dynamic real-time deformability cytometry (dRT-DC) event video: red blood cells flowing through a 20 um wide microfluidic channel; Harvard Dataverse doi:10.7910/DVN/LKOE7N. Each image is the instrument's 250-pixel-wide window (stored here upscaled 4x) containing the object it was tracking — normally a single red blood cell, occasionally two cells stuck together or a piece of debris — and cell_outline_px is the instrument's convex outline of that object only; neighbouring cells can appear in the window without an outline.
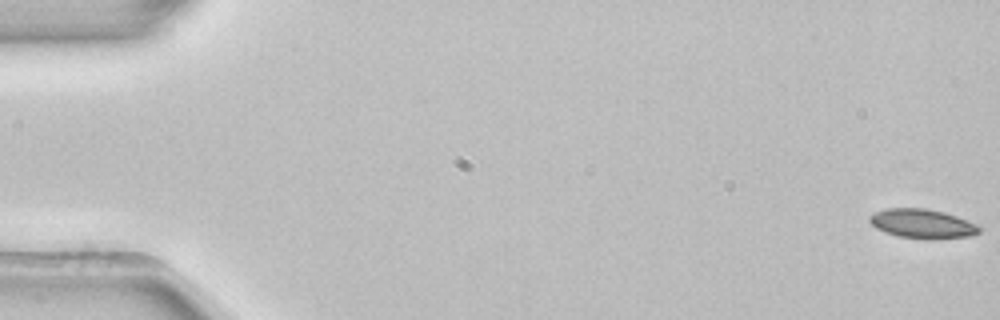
{"species": "common noctule bat (a hibernating species)", "species_latin": "Nyctalus noctula", "temperature_condition": "room temperature", "stored_images_in_passage": 36, "camera_frame_rate_fps": 3000, "um_per_image_px": 0.085, "animal": {"sex": "female", "body_mass_g": 22.7, "forearm_length_mm": 54.2}, "frame": {"image": 1, "passage_image": 1, "time_ms": 0.0, "image_size_px": [1000, 320], "cell_outline_px": [[980, 232], [972, 236], [900, 236], [884, 232], [876, 228], [868, 220], [868, 216], [884, 208], [924, 208], [944, 212], [956, 216], [976, 224], [980, 228]], "centroid_in_image_um": [78.33, 18.95], "position_along_channel_um": 6.7, "area_um2": 17.74}}
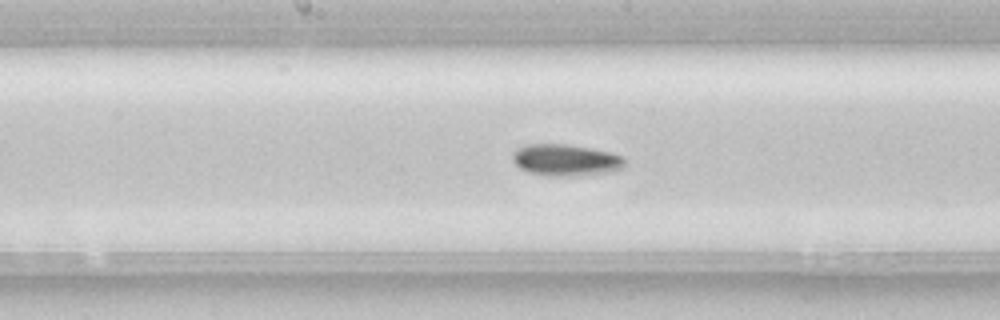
{"frame": {"image": 2, "passage_image": 28, "time_ms": 9.0, "image_size_px": [1000, 320], "cell_outline_px": [[624, 168], [608, 172], [584, 176], [548, 176], [528, 172], [520, 168], [512, 160], [512, 152], [516, 148], [524, 144], [564, 144], [588, 148], [608, 152], [620, 156], [624, 160]], "centroid_in_image_um": [48.03, 13.62], "position_along_channel_um": 200.2, "area_um2": 20.75}}
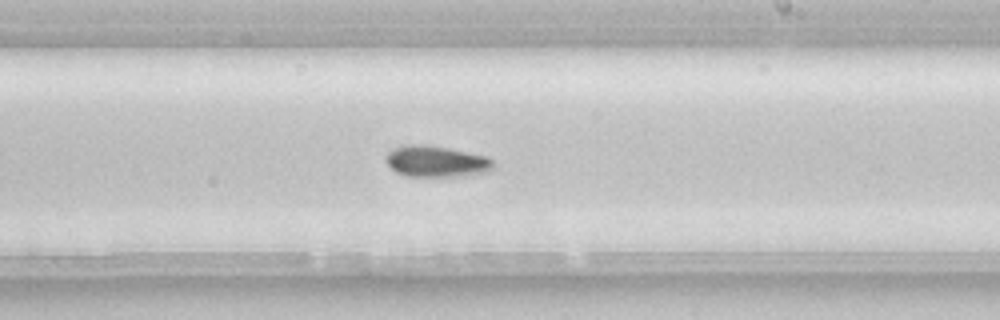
{"frame": {"image": 3, "passage_image": 32, "time_ms": 10.333, "image_size_px": [1000, 320], "cell_outline_px": [[496, 168], [488, 172], [464, 176], [408, 176], [396, 172], [384, 160], [384, 156], [392, 148], [408, 144], [424, 144], [448, 148], [488, 156], [496, 164]], "centroid_in_image_um": [37.11, 13.72], "position_along_channel_um": 251.9, "area_um2": 19.88}}